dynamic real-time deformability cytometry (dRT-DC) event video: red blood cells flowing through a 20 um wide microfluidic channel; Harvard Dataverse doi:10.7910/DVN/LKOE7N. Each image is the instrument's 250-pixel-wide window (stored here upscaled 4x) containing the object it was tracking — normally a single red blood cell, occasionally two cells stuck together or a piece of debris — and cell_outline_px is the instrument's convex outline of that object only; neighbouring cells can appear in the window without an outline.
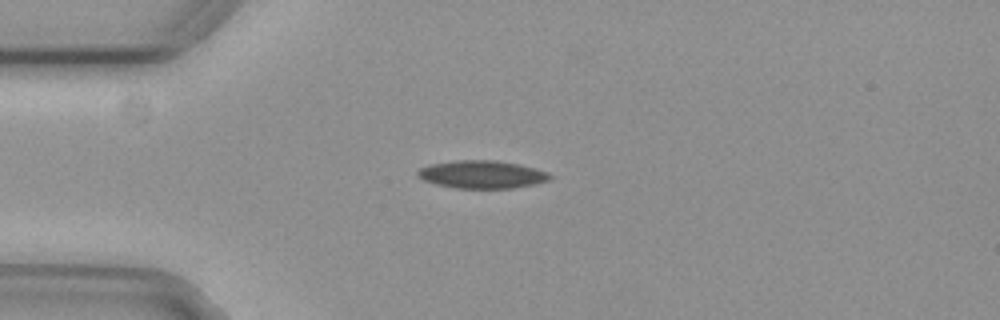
{"species": "common noctule bat (a hibernating species)", "species_latin": "Nyctalus noctula", "temperature_condition": "cold", "stored_images_in_passage": 42, "camera_frame_rate_fps": 3000, "um_per_image_px": 0.085, "animal": {"sex": "female", "body_mass_g": 29.2, "forearm_length_mm": 56.3}, "frame": {"image": 1, "passage_image": 1, "time_ms": 0.0, "image_size_px": [1000, 320], "cell_outline_px": [[552, 176], [548, 180], [536, 184], [512, 188], [456, 188], [436, 184], [424, 180], [416, 176], [416, 172], [420, 168], [428, 164], [456, 160], [496, 160], [520, 164], [536, 168], [548, 172]], "centroid_in_image_um": [40.96, 14.82], "position_along_channel_um": 44.0, "area_um2": 21.62}}
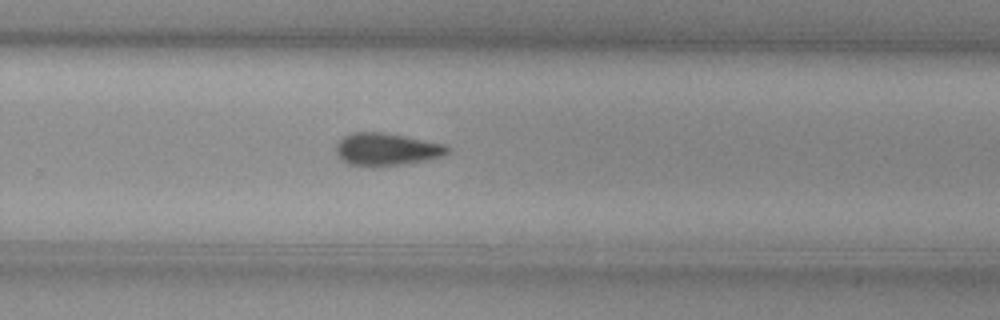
{"frame": {"image": 2, "passage_image": 23, "time_ms": 7.333, "image_size_px": [1000, 320], "cell_outline_px": [[452, 152], [444, 156], [404, 164], [372, 168], [348, 164], [340, 160], [336, 152], [336, 144], [344, 136], [352, 132], [384, 132], [444, 144], [452, 148]], "centroid_in_image_um": [32.85, 12.71], "position_along_channel_um": 296.9, "area_um2": 21.56}}
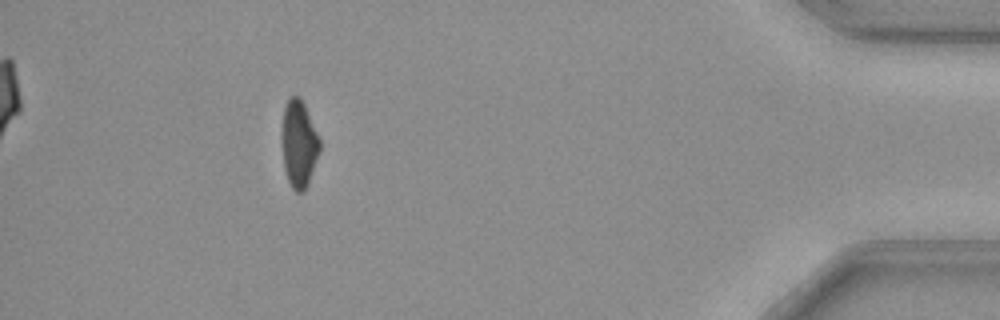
{"frame": {"image": 3, "passage_image": 37, "time_ms": 12.0, "image_size_px": [1000, 320], "cell_outline_px": [[320, 152], [308, 184], [300, 192], [296, 192], [292, 188], [288, 180], [284, 168], [280, 136], [284, 108], [288, 96], [296, 96], [304, 104], [320, 140]], "centroid_in_image_um": [25.38, 12.23], "position_along_channel_um": 409.8, "area_um2": 19.31}, "authors_computed_cell_mechanics": {"area_um2": 21.0681, "velocity_mm_per_s": 3.7224, "shape_relaxation_time_tau1_ms": 5.7156, "shape_relaxation_time_tau2_ms": null, "deformation_change_tau1": 0.1436, "deformation_change_tau2": null}}